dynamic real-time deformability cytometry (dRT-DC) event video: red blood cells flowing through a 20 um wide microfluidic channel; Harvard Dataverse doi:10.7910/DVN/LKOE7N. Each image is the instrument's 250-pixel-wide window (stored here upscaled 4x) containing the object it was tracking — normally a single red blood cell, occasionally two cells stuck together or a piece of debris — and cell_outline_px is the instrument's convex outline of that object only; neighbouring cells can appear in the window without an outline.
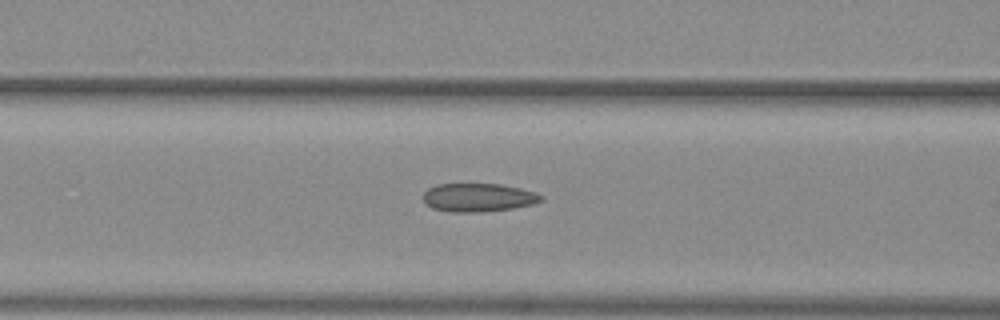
{"species": "common noctule bat (a hibernating species)", "species_latin": "Nyctalus noctula", "temperature_condition": "warm", "stored_images_in_passage": 27, "camera_frame_rate_fps": 3000, "um_per_image_px": 0.085, "animal": {"sex": "female", "body_mass_g": 29.2, "forearm_length_mm": 56.3}, "frame": {"image": 1, "passage_image": 7, "time_ms": 2.0, "image_size_px": [1000, 320], "cell_outline_px": [[544, 200], [532, 204], [512, 208], [480, 212], [448, 212], [432, 208], [424, 200], [424, 192], [428, 188], [436, 184], [500, 184], [520, 188], [536, 192], [544, 196]], "centroid_in_image_um": [40.67, 16.78], "position_along_channel_um": 125.9, "area_um2": 19.54}}
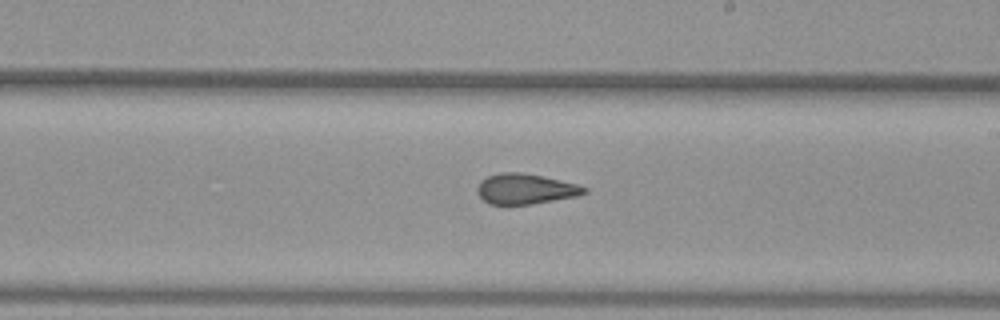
{"frame": {"image": 2, "passage_image": 16, "time_ms": 5.0, "image_size_px": [1000, 320], "cell_outline_px": [[588, 192], [580, 196], [532, 204], [488, 204], [476, 192], [476, 188], [480, 180], [488, 176], [500, 172], [520, 172], [544, 176], [576, 184], [588, 188]], "centroid_in_image_um": [44.67, 16.05], "position_along_channel_um": 244.3, "area_um2": 19.13}}
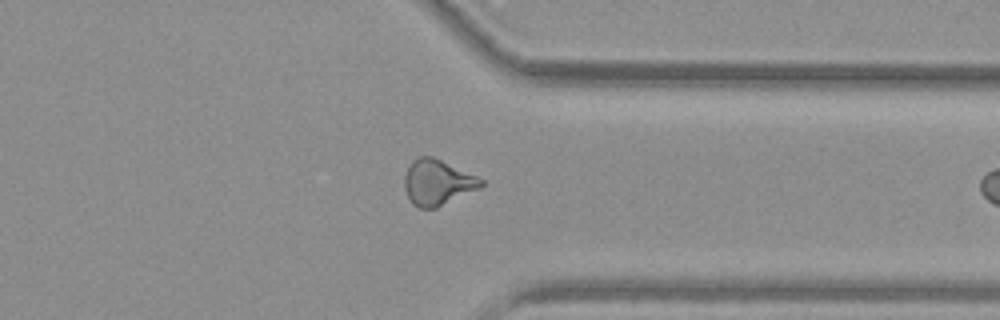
{"frame": {"image": 3, "passage_image": 26, "time_ms": 8.333, "image_size_px": [1000, 320], "cell_outline_px": [[484, 184], [480, 188], [436, 208], [420, 208], [412, 204], [404, 188], [404, 176], [412, 160], [420, 156], [432, 156], [476, 176], [484, 180]], "centroid_in_image_um": [37.17, 15.51], "position_along_channel_um": 374.2, "area_um2": 20.17}}